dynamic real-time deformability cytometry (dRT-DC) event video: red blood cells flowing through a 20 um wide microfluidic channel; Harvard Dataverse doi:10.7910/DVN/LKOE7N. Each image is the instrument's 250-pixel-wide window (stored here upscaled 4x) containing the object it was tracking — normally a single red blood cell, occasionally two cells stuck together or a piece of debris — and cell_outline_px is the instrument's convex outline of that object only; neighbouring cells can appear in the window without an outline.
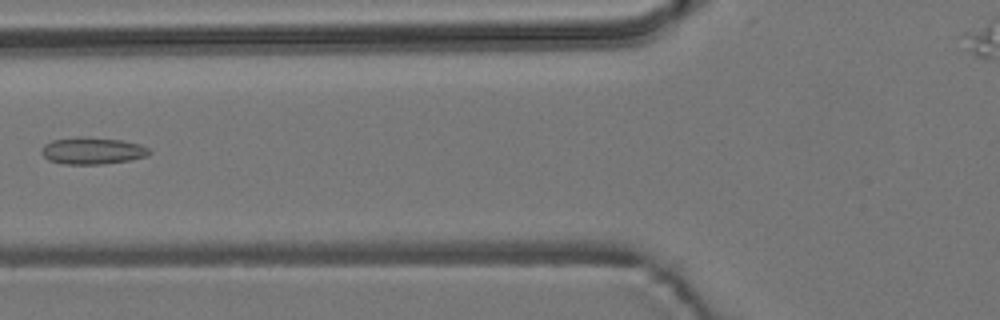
{"species": "common noctule bat (a hibernating species)", "species_latin": "Nyctalus noctula", "temperature_condition": "room temperature", "stored_images_in_passage": 5, "camera_frame_rate_fps": 3000, "um_per_image_px": 0.085, "animal": {"sex": "male", "body_mass_g": 19.2, "forearm_length_mm": 51.8}, "frame": {"image": 1, "passage_image": 4, "time_ms": 3.667, "image_size_px": [1000, 320], "cell_outline_px": [[152, 152], [148, 156], [128, 160], [100, 164], [64, 164], [48, 160], [40, 152], [40, 148], [44, 144], [52, 140], [80, 136], [88, 136], [120, 140], [140, 144], [148, 148]], "centroid_in_image_um": [7.82, 12.8], "position_along_channel_um": 118.0, "area_um2": 17.05}}
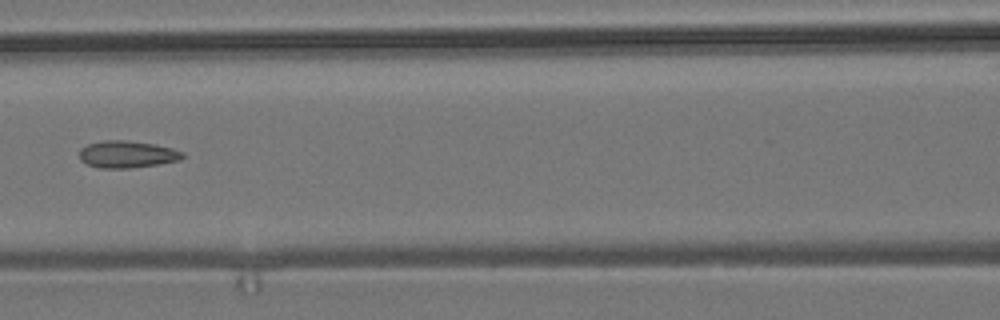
{"frame": {"image": 2, "passage_image": 5, "time_ms": 4.667, "image_size_px": [1000, 320], "cell_outline_px": [[184, 156], [180, 160], [156, 164], [128, 168], [100, 168], [88, 164], [80, 160], [80, 148], [88, 144], [104, 140], [128, 140], [156, 144], [172, 148], [184, 152]], "centroid_in_image_um": [10.81, 13.1], "position_along_channel_um": 155.8, "area_um2": 16.24}}